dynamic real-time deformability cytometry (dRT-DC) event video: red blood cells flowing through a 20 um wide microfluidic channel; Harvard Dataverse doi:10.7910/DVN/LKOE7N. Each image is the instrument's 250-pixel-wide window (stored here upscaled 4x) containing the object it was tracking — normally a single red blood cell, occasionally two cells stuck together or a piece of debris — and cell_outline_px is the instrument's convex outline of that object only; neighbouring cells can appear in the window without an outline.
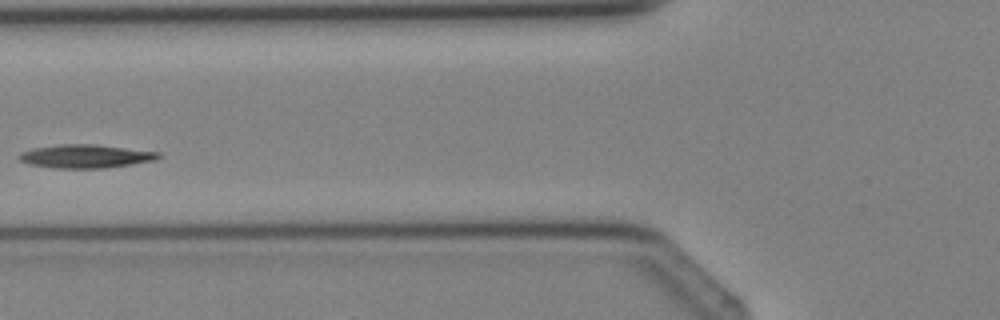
{"species": "Egyptian fruit bat (a non-hibernating species)", "species_latin": "Rousettus aegyptiacus", "temperature_condition": "cold", "stored_images_in_passage": 3, "camera_frame_rate_fps": 3000, "um_per_image_px": 0.085, "animal": {"sex": "female"}, "frame": {"image": 1, "passage_image": 3, "time_ms": 2.333, "image_size_px": [1000, 320], "cell_outline_px": [[164, 156], [156, 160], [132, 164], [104, 168], [52, 168], [28, 164], [20, 160], [16, 156], [20, 152], [32, 148], [60, 144], [92, 144], [160, 152]], "centroid_in_image_um": [7.26, 13.28], "position_along_channel_um": 118.5, "area_um2": 19.19}}